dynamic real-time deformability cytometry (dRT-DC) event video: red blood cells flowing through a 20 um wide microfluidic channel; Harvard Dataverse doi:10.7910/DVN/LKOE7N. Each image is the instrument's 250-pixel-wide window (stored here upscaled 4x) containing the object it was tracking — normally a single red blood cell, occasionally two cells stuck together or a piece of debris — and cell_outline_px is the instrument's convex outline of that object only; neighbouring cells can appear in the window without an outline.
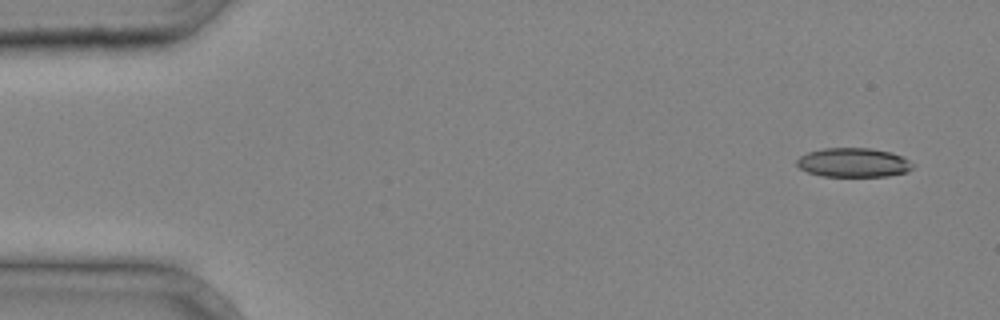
{"species": "common noctule bat (a hibernating species)", "species_latin": "Nyctalus noctula", "temperature_condition": "cold", "stored_images_in_passage": 3, "camera_frame_rate_fps": 3000, "um_per_image_px": 0.085, "animal": {"sex": "male", "body_mass_g": 20.4}, "frame": {"image": 1, "passage_image": 1, "time_ms": 0.0, "image_size_px": [1000, 320], "cell_outline_px": [[916, 164], [908, 172], [888, 176], [820, 176], [808, 172], [800, 168], [796, 164], [796, 160], [800, 156], [808, 152], [824, 148], [872, 148], [892, 152]], "centroid_in_image_um": [72.56, 13.82], "position_along_channel_um": 12.4, "area_um2": 19.83}}
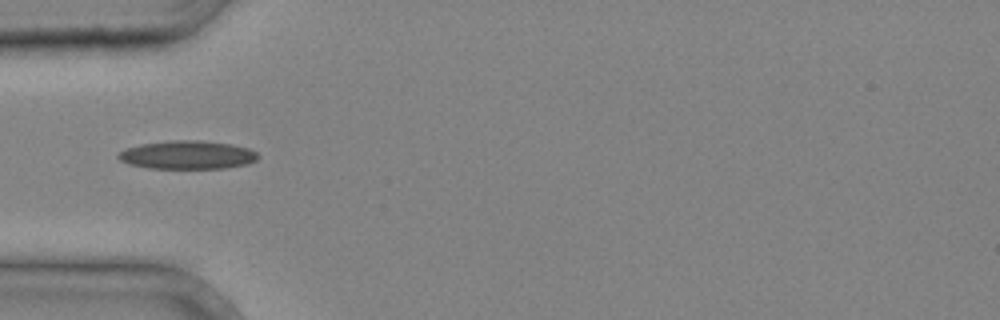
{"frame": {"image": 2, "passage_image": 3, "time_ms": 0.667, "image_size_px": [1000, 320], "cell_outline_px": [[260, 156], [256, 160], [248, 164], [224, 168], [148, 168], [128, 164], [120, 160], [116, 156], [124, 148], [140, 144], [168, 140], [200, 140], [232, 144], [248, 148], [256, 152]], "centroid_in_image_um": [15.92, 13.16], "position_along_channel_um": 69.1, "area_um2": 23.29}}